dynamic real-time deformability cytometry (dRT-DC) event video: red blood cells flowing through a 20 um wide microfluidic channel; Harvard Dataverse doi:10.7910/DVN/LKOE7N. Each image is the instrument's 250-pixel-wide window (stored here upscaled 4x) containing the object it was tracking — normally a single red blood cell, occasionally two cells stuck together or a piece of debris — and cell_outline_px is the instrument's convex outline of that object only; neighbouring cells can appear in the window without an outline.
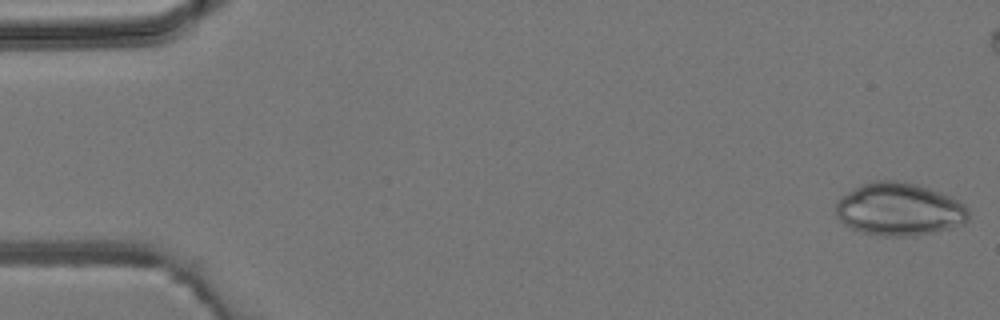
{"species": "common noctule bat (a hibernating species)", "species_latin": "Nyctalus noctula", "temperature_condition": "room temperature", "stored_images_in_passage": 5, "camera_frame_rate_fps": 3000, "um_per_image_px": 0.085, "animal": {"sex": "male", "body_mass_g": 19.2, "forearm_length_mm": 51.8}, "frame": {"image": 1, "passage_image": 1, "time_ms": 0.0, "image_size_px": [1000, 320], "cell_outline_px": [[968, 220], [964, 224], [932, 232], [912, 236], [880, 236], [860, 232], [844, 224], [836, 216], [836, 200], [840, 196], [852, 188], [876, 180], [896, 180], [916, 184], [940, 192], [964, 204], [968, 208]], "centroid_in_image_um": [76.39, 17.79], "position_along_channel_um": 8.6, "area_um2": 40.92}}